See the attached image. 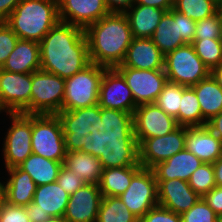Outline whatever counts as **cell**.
<instances>
[{
	"label": "cell",
	"instance_id": "52",
	"mask_svg": "<svg viewBox=\"0 0 222 222\" xmlns=\"http://www.w3.org/2000/svg\"><path fill=\"white\" fill-rule=\"evenodd\" d=\"M43 222H67L64 217H49Z\"/></svg>",
	"mask_w": 222,
	"mask_h": 222
},
{
	"label": "cell",
	"instance_id": "8",
	"mask_svg": "<svg viewBox=\"0 0 222 222\" xmlns=\"http://www.w3.org/2000/svg\"><path fill=\"white\" fill-rule=\"evenodd\" d=\"M31 144L33 154L64 162L63 128L57 114H32Z\"/></svg>",
	"mask_w": 222,
	"mask_h": 222
},
{
	"label": "cell",
	"instance_id": "37",
	"mask_svg": "<svg viewBox=\"0 0 222 222\" xmlns=\"http://www.w3.org/2000/svg\"><path fill=\"white\" fill-rule=\"evenodd\" d=\"M221 8L212 16L196 22L194 39H219Z\"/></svg>",
	"mask_w": 222,
	"mask_h": 222
},
{
	"label": "cell",
	"instance_id": "3",
	"mask_svg": "<svg viewBox=\"0 0 222 222\" xmlns=\"http://www.w3.org/2000/svg\"><path fill=\"white\" fill-rule=\"evenodd\" d=\"M91 63L116 68L121 65L133 35L125 13H109L84 29Z\"/></svg>",
	"mask_w": 222,
	"mask_h": 222
},
{
	"label": "cell",
	"instance_id": "11",
	"mask_svg": "<svg viewBox=\"0 0 222 222\" xmlns=\"http://www.w3.org/2000/svg\"><path fill=\"white\" fill-rule=\"evenodd\" d=\"M142 168L131 151L121 147L105 163L99 183L102 197H119Z\"/></svg>",
	"mask_w": 222,
	"mask_h": 222
},
{
	"label": "cell",
	"instance_id": "30",
	"mask_svg": "<svg viewBox=\"0 0 222 222\" xmlns=\"http://www.w3.org/2000/svg\"><path fill=\"white\" fill-rule=\"evenodd\" d=\"M63 162L49 160L37 154H31L18 167L28 173L36 186L57 182Z\"/></svg>",
	"mask_w": 222,
	"mask_h": 222
},
{
	"label": "cell",
	"instance_id": "53",
	"mask_svg": "<svg viewBox=\"0 0 222 222\" xmlns=\"http://www.w3.org/2000/svg\"><path fill=\"white\" fill-rule=\"evenodd\" d=\"M219 41L222 45V7H221V25H220Z\"/></svg>",
	"mask_w": 222,
	"mask_h": 222
},
{
	"label": "cell",
	"instance_id": "45",
	"mask_svg": "<svg viewBox=\"0 0 222 222\" xmlns=\"http://www.w3.org/2000/svg\"><path fill=\"white\" fill-rule=\"evenodd\" d=\"M26 213L31 222H43L50 217L47 212H42L34 202H30L26 206Z\"/></svg>",
	"mask_w": 222,
	"mask_h": 222
},
{
	"label": "cell",
	"instance_id": "7",
	"mask_svg": "<svg viewBox=\"0 0 222 222\" xmlns=\"http://www.w3.org/2000/svg\"><path fill=\"white\" fill-rule=\"evenodd\" d=\"M106 67L91 63L65 79L62 110H76L98 104L100 83Z\"/></svg>",
	"mask_w": 222,
	"mask_h": 222
},
{
	"label": "cell",
	"instance_id": "16",
	"mask_svg": "<svg viewBox=\"0 0 222 222\" xmlns=\"http://www.w3.org/2000/svg\"><path fill=\"white\" fill-rule=\"evenodd\" d=\"M31 73H12L0 68V114H30Z\"/></svg>",
	"mask_w": 222,
	"mask_h": 222
},
{
	"label": "cell",
	"instance_id": "43",
	"mask_svg": "<svg viewBox=\"0 0 222 222\" xmlns=\"http://www.w3.org/2000/svg\"><path fill=\"white\" fill-rule=\"evenodd\" d=\"M202 198L217 215L222 214V187L215 186Z\"/></svg>",
	"mask_w": 222,
	"mask_h": 222
},
{
	"label": "cell",
	"instance_id": "51",
	"mask_svg": "<svg viewBox=\"0 0 222 222\" xmlns=\"http://www.w3.org/2000/svg\"><path fill=\"white\" fill-rule=\"evenodd\" d=\"M7 203L6 184L0 177V210Z\"/></svg>",
	"mask_w": 222,
	"mask_h": 222
},
{
	"label": "cell",
	"instance_id": "55",
	"mask_svg": "<svg viewBox=\"0 0 222 222\" xmlns=\"http://www.w3.org/2000/svg\"><path fill=\"white\" fill-rule=\"evenodd\" d=\"M222 6V0H216Z\"/></svg>",
	"mask_w": 222,
	"mask_h": 222
},
{
	"label": "cell",
	"instance_id": "47",
	"mask_svg": "<svg viewBox=\"0 0 222 222\" xmlns=\"http://www.w3.org/2000/svg\"><path fill=\"white\" fill-rule=\"evenodd\" d=\"M134 4L152 6L169 11L173 8L174 0H134Z\"/></svg>",
	"mask_w": 222,
	"mask_h": 222
},
{
	"label": "cell",
	"instance_id": "2",
	"mask_svg": "<svg viewBox=\"0 0 222 222\" xmlns=\"http://www.w3.org/2000/svg\"><path fill=\"white\" fill-rule=\"evenodd\" d=\"M66 152L94 149L97 145L117 143L121 147V127L98 104L57 113Z\"/></svg>",
	"mask_w": 222,
	"mask_h": 222
},
{
	"label": "cell",
	"instance_id": "31",
	"mask_svg": "<svg viewBox=\"0 0 222 222\" xmlns=\"http://www.w3.org/2000/svg\"><path fill=\"white\" fill-rule=\"evenodd\" d=\"M178 125L184 127L204 126V117L202 116L197 95L192 87H186L182 92Z\"/></svg>",
	"mask_w": 222,
	"mask_h": 222
},
{
	"label": "cell",
	"instance_id": "50",
	"mask_svg": "<svg viewBox=\"0 0 222 222\" xmlns=\"http://www.w3.org/2000/svg\"><path fill=\"white\" fill-rule=\"evenodd\" d=\"M210 75L222 88V63L210 71Z\"/></svg>",
	"mask_w": 222,
	"mask_h": 222
},
{
	"label": "cell",
	"instance_id": "28",
	"mask_svg": "<svg viewBox=\"0 0 222 222\" xmlns=\"http://www.w3.org/2000/svg\"><path fill=\"white\" fill-rule=\"evenodd\" d=\"M69 196L58 182H54L37 186L33 202L42 212H47L50 217H63Z\"/></svg>",
	"mask_w": 222,
	"mask_h": 222
},
{
	"label": "cell",
	"instance_id": "48",
	"mask_svg": "<svg viewBox=\"0 0 222 222\" xmlns=\"http://www.w3.org/2000/svg\"><path fill=\"white\" fill-rule=\"evenodd\" d=\"M207 126L222 141V111L209 120Z\"/></svg>",
	"mask_w": 222,
	"mask_h": 222
},
{
	"label": "cell",
	"instance_id": "25",
	"mask_svg": "<svg viewBox=\"0 0 222 222\" xmlns=\"http://www.w3.org/2000/svg\"><path fill=\"white\" fill-rule=\"evenodd\" d=\"M1 69L12 73L41 70L39 42L19 39Z\"/></svg>",
	"mask_w": 222,
	"mask_h": 222
},
{
	"label": "cell",
	"instance_id": "10",
	"mask_svg": "<svg viewBox=\"0 0 222 222\" xmlns=\"http://www.w3.org/2000/svg\"><path fill=\"white\" fill-rule=\"evenodd\" d=\"M9 116V117H7ZM11 120L3 140L4 168L18 167L32 154V114L6 113Z\"/></svg>",
	"mask_w": 222,
	"mask_h": 222
},
{
	"label": "cell",
	"instance_id": "12",
	"mask_svg": "<svg viewBox=\"0 0 222 222\" xmlns=\"http://www.w3.org/2000/svg\"><path fill=\"white\" fill-rule=\"evenodd\" d=\"M30 114H57L62 111L65 79L43 70L31 73Z\"/></svg>",
	"mask_w": 222,
	"mask_h": 222
},
{
	"label": "cell",
	"instance_id": "44",
	"mask_svg": "<svg viewBox=\"0 0 222 222\" xmlns=\"http://www.w3.org/2000/svg\"><path fill=\"white\" fill-rule=\"evenodd\" d=\"M110 13H125L133 4L134 0H104Z\"/></svg>",
	"mask_w": 222,
	"mask_h": 222
},
{
	"label": "cell",
	"instance_id": "40",
	"mask_svg": "<svg viewBox=\"0 0 222 222\" xmlns=\"http://www.w3.org/2000/svg\"><path fill=\"white\" fill-rule=\"evenodd\" d=\"M57 182L69 195L76 192L85 183L70 169L61 166Z\"/></svg>",
	"mask_w": 222,
	"mask_h": 222
},
{
	"label": "cell",
	"instance_id": "49",
	"mask_svg": "<svg viewBox=\"0 0 222 222\" xmlns=\"http://www.w3.org/2000/svg\"><path fill=\"white\" fill-rule=\"evenodd\" d=\"M213 167L216 186L222 187V156L213 163Z\"/></svg>",
	"mask_w": 222,
	"mask_h": 222
},
{
	"label": "cell",
	"instance_id": "32",
	"mask_svg": "<svg viewBox=\"0 0 222 222\" xmlns=\"http://www.w3.org/2000/svg\"><path fill=\"white\" fill-rule=\"evenodd\" d=\"M96 222H139L121 198L102 197Z\"/></svg>",
	"mask_w": 222,
	"mask_h": 222
},
{
	"label": "cell",
	"instance_id": "24",
	"mask_svg": "<svg viewBox=\"0 0 222 222\" xmlns=\"http://www.w3.org/2000/svg\"><path fill=\"white\" fill-rule=\"evenodd\" d=\"M202 164L203 162L193 153L183 149L155 165L152 170L156 180L180 179L188 182L193 172Z\"/></svg>",
	"mask_w": 222,
	"mask_h": 222
},
{
	"label": "cell",
	"instance_id": "22",
	"mask_svg": "<svg viewBox=\"0 0 222 222\" xmlns=\"http://www.w3.org/2000/svg\"><path fill=\"white\" fill-rule=\"evenodd\" d=\"M165 55L150 38H133L121 65L140 70H164Z\"/></svg>",
	"mask_w": 222,
	"mask_h": 222
},
{
	"label": "cell",
	"instance_id": "4",
	"mask_svg": "<svg viewBox=\"0 0 222 222\" xmlns=\"http://www.w3.org/2000/svg\"><path fill=\"white\" fill-rule=\"evenodd\" d=\"M59 21L58 0H22L5 23L19 39L40 42Z\"/></svg>",
	"mask_w": 222,
	"mask_h": 222
},
{
	"label": "cell",
	"instance_id": "35",
	"mask_svg": "<svg viewBox=\"0 0 222 222\" xmlns=\"http://www.w3.org/2000/svg\"><path fill=\"white\" fill-rule=\"evenodd\" d=\"M191 44L210 71L222 63V45L219 39H194Z\"/></svg>",
	"mask_w": 222,
	"mask_h": 222
},
{
	"label": "cell",
	"instance_id": "23",
	"mask_svg": "<svg viewBox=\"0 0 222 222\" xmlns=\"http://www.w3.org/2000/svg\"><path fill=\"white\" fill-rule=\"evenodd\" d=\"M185 149L203 163L213 164L222 156V141L208 128L185 127Z\"/></svg>",
	"mask_w": 222,
	"mask_h": 222
},
{
	"label": "cell",
	"instance_id": "27",
	"mask_svg": "<svg viewBox=\"0 0 222 222\" xmlns=\"http://www.w3.org/2000/svg\"><path fill=\"white\" fill-rule=\"evenodd\" d=\"M166 10L133 4L126 12L133 38H151Z\"/></svg>",
	"mask_w": 222,
	"mask_h": 222
},
{
	"label": "cell",
	"instance_id": "41",
	"mask_svg": "<svg viewBox=\"0 0 222 222\" xmlns=\"http://www.w3.org/2000/svg\"><path fill=\"white\" fill-rule=\"evenodd\" d=\"M139 222H181V216L160 205L150 209Z\"/></svg>",
	"mask_w": 222,
	"mask_h": 222
},
{
	"label": "cell",
	"instance_id": "14",
	"mask_svg": "<svg viewBox=\"0 0 222 222\" xmlns=\"http://www.w3.org/2000/svg\"><path fill=\"white\" fill-rule=\"evenodd\" d=\"M119 148L117 143L107 142L90 150L66 152L63 165L85 184L99 185L105 163Z\"/></svg>",
	"mask_w": 222,
	"mask_h": 222
},
{
	"label": "cell",
	"instance_id": "36",
	"mask_svg": "<svg viewBox=\"0 0 222 222\" xmlns=\"http://www.w3.org/2000/svg\"><path fill=\"white\" fill-rule=\"evenodd\" d=\"M193 191L203 197L216 186L214 167L211 163H203L191 175L188 181Z\"/></svg>",
	"mask_w": 222,
	"mask_h": 222
},
{
	"label": "cell",
	"instance_id": "21",
	"mask_svg": "<svg viewBox=\"0 0 222 222\" xmlns=\"http://www.w3.org/2000/svg\"><path fill=\"white\" fill-rule=\"evenodd\" d=\"M158 203L179 215L188 211L201 197L180 179L156 180Z\"/></svg>",
	"mask_w": 222,
	"mask_h": 222
},
{
	"label": "cell",
	"instance_id": "20",
	"mask_svg": "<svg viewBox=\"0 0 222 222\" xmlns=\"http://www.w3.org/2000/svg\"><path fill=\"white\" fill-rule=\"evenodd\" d=\"M60 21L85 29L110 13L104 0H58Z\"/></svg>",
	"mask_w": 222,
	"mask_h": 222
},
{
	"label": "cell",
	"instance_id": "18",
	"mask_svg": "<svg viewBox=\"0 0 222 222\" xmlns=\"http://www.w3.org/2000/svg\"><path fill=\"white\" fill-rule=\"evenodd\" d=\"M130 88L135 105L155 103L168 81L164 70H140L131 67H116Z\"/></svg>",
	"mask_w": 222,
	"mask_h": 222
},
{
	"label": "cell",
	"instance_id": "17",
	"mask_svg": "<svg viewBox=\"0 0 222 222\" xmlns=\"http://www.w3.org/2000/svg\"><path fill=\"white\" fill-rule=\"evenodd\" d=\"M119 198L139 220L150 209L159 205L157 181L153 170L141 168L132 177L129 187Z\"/></svg>",
	"mask_w": 222,
	"mask_h": 222
},
{
	"label": "cell",
	"instance_id": "13",
	"mask_svg": "<svg viewBox=\"0 0 222 222\" xmlns=\"http://www.w3.org/2000/svg\"><path fill=\"white\" fill-rule=\"evenodd\" d=\"M196 21L177 12L173 8L162 16L151 40L166 55L194 40Z\"/></svg>",
	"mask_w": 222,
	"mask_h": 222
},
{
	"label": "cell",
	"instance_id": "19",
	"mask_svg": "<svg viewBox=\"0 0 222 222\" xmlns=\"http://www.w3.org/2000/svg\"><path fill=\"white\" fill-rule=\"evenodd\" d=\"M102 194L97 184H84L69 196L64 213L67 222H96Z\"/></svg>",
	"mask_w": 222,
	"mask_h": 222
},
{
	"label": "cell",
	"instance_id": "15",
	"mask_svg": "<svg viewBox=\"0 0 222 222\" xmlns=\"http://www.w3.org/2000/svg\"><path fill=\"white\" fill-rule=\"evenodd\" d=\"M185 149V127L178 126L171 133L143 139L131 152L142 168L152 169Z\"/></svg>",
	"mask_w": 222,
	"mask_h": 222
},
{
	"label": "cell",
	"instance_id": "39",
	"mask_svg": "<svg viewBox=\"0 0 222 222\" xmlns=\"http://www.w3.org/2000/svg\"><path fill=\"white\" fill-rule=\"evenodd\" d=\"M18 40V36L5 21H0V68H2L8 56L14 50Z\"/></svg>",
	"mask_w": 222,
	"mask_h": 222
},
{
	"label": "cell",
	"instance_id": "46",
	"mask_svg": "<svg viewBox=\"0 0 222 222\" xmlns=\"http://www.w3.org/2000/svg\"><path fill=\"white\" fill-rule=\"evenodd\" d=\"M22 0H0V21H5Z\"/></svg>",
	"mask_w": 222,
	"mask_h": 222
},
{
	"label": "cell",
	"instance_id": "38",
	"mask_svg": "<svg viewBox=\"0 0 222 222\" xmlns=\"http://www.w3.org/2000/svg\"><path fill=\"white\" fill-rule=\"evenodd\" d=\"M181 222H217V214L201 197L188 211L182 213Z\"/></svg>",
	"mask_w": 222,
	"mask_h": 222
},
{
	"label": "cell",
	"instance_id": "26",
	"mask_svg": "<svg viewBox=\"0 0 222 222\" xmlns=\"http://www.w3.org/2000/svg\"><path fill=\"white\" fill-rule=\"evenodd\" d=\"M8 178L5 179L7 203L15 206L26 207L33 202L36 184L31 176L19 167L5 169Z\"/></svg>",
	"mask_w": 222,
	"mask_h": 222
},
{
	"label": "cell",
	"instance_id": "5",
	"mask_svg": "<svg viewBox=\"0 0 222 222\" xmlns=\"http://www.w3.org/2000/svg\"><path fill=\"white\" fill-rule=\"evenodd\" d=\"M178 126L155 103L139 105L121 128V148L132 151L143 139L167 135Z\"/></svg>",
	"mask_w": 222,
	"mask_h": 222
},
{
	"label": "cell",
	"instance_id": "9",
	"mask_svg": "<svg viewBox=\"0 0 222 222\" xmlns=\"http://www.w3.org/2000/svg\"><path fill=\"white\" fill-rule=\"evenodd\" d=\"M164 72L168 81L192 87L210 75L192 44H185L165 55Z\"/></svg>",
	"mask_w": 222,
	"mask_h": 222
},
{
	"label": "cell",
	"instance_id": "1",
	"mask_svg": "<svg viewBox=\"0 0 222 222\" xmlns=\"http://www.w3.org/2000/svg\"><path fill=\"white\" fill-rule=\"evenodd\" d=\"M41 70L68 79L91 64L84 29L59 21L39 42Z\"/></svg>",
	"mask_w": 222,
	"mask_h": 222
},
{
	"label": "cell",
	"instance_id": "33",
	"mask_svg": "<svg viewBox=\"0 0 222 222\" xmlns=\"http://www.w3.org/2000/svg\"><path fill=\"white\" fill-rule=\"evenodd\" d=\"M222 6L216 0H174L173 9L198 21L214 15Z\"/></svg>",
	"mask_w": 222,
	"mask_h": 222
},
{
	"label": "cell",
	"instance_id": "34",
	"mask_svg": "<svg viewBox=\"0 0 222 222\" xmlns=\"http://www.w3.org/2000/svg\"><path fill=\"white\" fill-rule=\"evenodd\" d=\"M185 86L167 81L162 92L157 97L155 104L165 113L174 117L178 124V112L181 103L182 92Z\"/></svg>",
	"mask_w": 222,
	"mask_h": 222
},
{
	"label": "cell",
	"instance_id": "29",
	"mask_svg": "<svg viewBox=\"0 0 222 222\" xmlns=\"http://www.w3.org/2000/svg\"><path fill=\"white\" fill-rule=\"evenodd\" d=\"M204 117V126L222 111V88L211 75L192 86Z\"/></svg>",
	"mask_w": 222,
	"mask_h": 222
},
{
	"label": "cell",
	"instance_id": "54",
	"mask_svg": "<svg viewBox=\"0 0 222 222\" xmlns=\"http://www.w3.org/2000/svg\"><path fill=\"white\" fill-rule=\"evenodd\" d=\"M217 222H222V214L217 216Z\"/></svg>",
	"mask_w": 222,
	"mask_h": 222
},
{
	"label": "cell",
	"instance_id": "6",
	"mask_svg": "<svg viewBox=\"0 0 222 222\" xmlns=\"http://www.w3.org/2000/svg\"><path fill=\"white\" fill-rule=\"evenodd\" d=\"M98 105L122 128L137 108L130 88L116 68L104 71Z\"/></svg>",
	"mask_w": 222,
	"mask_h": 222
},
{
	"label": "cell",
	"instance_id": "42",
	"mask_svg": "<svg viewBox=\"0 0 222 222\" xmlns=\"http://www.w3.org/2000/svg\"><path fill=\"white\" fill-rule=\"evenodd\" d=\"M0 222H31L26 207L6 203L0 210Z\"/></svg>",
	"mask_w": 222,
	"mask_h": 222
}]
</instances>
